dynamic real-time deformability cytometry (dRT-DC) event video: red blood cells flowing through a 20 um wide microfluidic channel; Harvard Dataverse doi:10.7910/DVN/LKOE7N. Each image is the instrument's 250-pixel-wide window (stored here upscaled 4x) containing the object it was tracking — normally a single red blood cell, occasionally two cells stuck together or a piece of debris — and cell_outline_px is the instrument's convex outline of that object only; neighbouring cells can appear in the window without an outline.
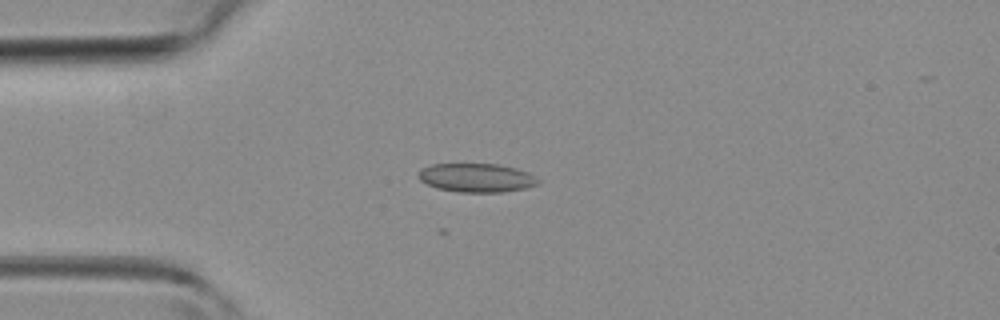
{"species": "common noctule bat (a hibernating species)", "species_latin": "Nyctalus noctula", "temperature_condition": "room temperature", "stored_images_in_passage": 37, "camera_frame_rate_fps": 3000, "um_per_image_px": 0.085, "animal": {"sex": "female", "body_mass_g": 19.3, "forearm_length_mm": 54.1}, "frame": {"image": 1, "passage_image": 4, "time_ms": 1.0, "image_size_px": [1000, 320], "cell_outline_px": [[540, 184], [524, 188], [504, 192], [456, 192], [436, 188], [420, 180], [416, 176], [420, 168], [432, 164], [500, 164], [516, 168], [528, 172], [540, 180]], "centroid_in_image_um": [40.49, 15.11], "position_along_channel_um": 44.5, "area_um2": 20.29}}
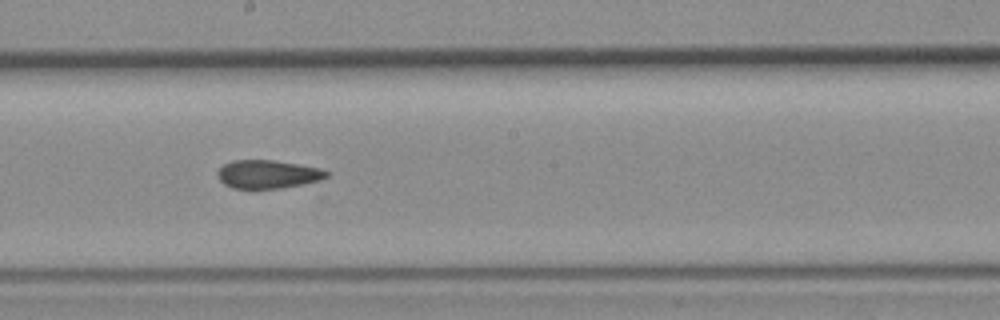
{"frame": {"image": 2, "passage_image": 17, "time_ms": 5.333, "image_size_px": [1000, 320], "cell_outline_px": [[332, 172], [328, 176], [320, 180], [280, 188], [232, 188], [224, 184], [220, 180], [216, 172], [224, 164], [232, 160], [272, 160], [320, 168]], "centroid_in_image_um": [22.76, 14.8], "position_along_channel_um": 225.4, "area_um2": 17.86}}
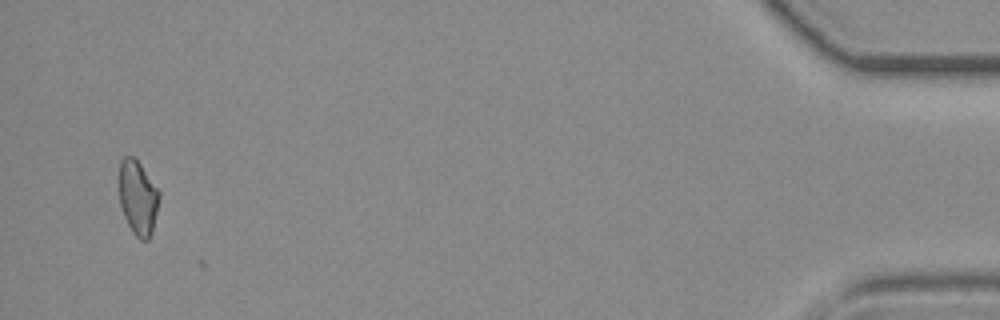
{"frame": {"image": 3, "passage_image": 36, "time_ms": 11.667, "image_size_px": [1000, 320], "cell_outline_px": [[160, 196], [152, 232], [148, 240], [140, 240], [132, 232], [124, 216], [120, 204], [120, 160], [124, 156], [132, 156], [140, 164], [160, 192]], "centroid_in_image_um": [11.73, 16.82], "position_along_channel_um": 423.5, "area_um2": 17.17}}